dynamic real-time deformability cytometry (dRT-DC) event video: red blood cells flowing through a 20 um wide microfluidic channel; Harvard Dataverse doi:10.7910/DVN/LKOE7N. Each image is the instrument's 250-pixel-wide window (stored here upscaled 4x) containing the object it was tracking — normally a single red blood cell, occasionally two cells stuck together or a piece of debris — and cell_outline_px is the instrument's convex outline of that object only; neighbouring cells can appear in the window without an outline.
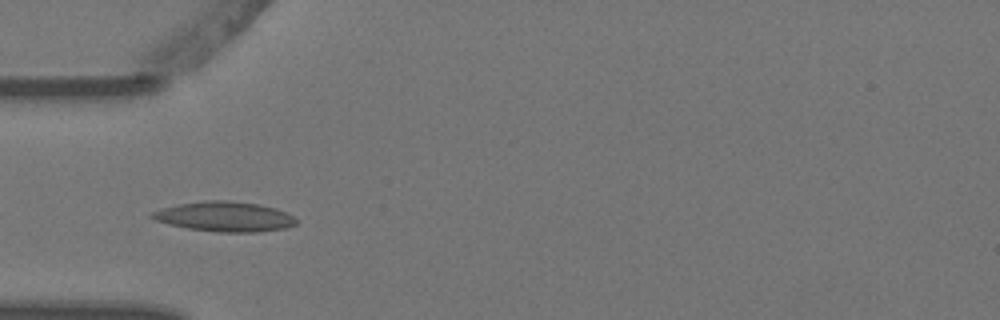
{"species": "Egyptian fruit bat (a non-hibernating species)", "species_latin": "Rousettus aegyptiacus", "temperature_condition": "warm", "stored_images_in_passage": 6, "camera_frame_rate_fps": 3000, "um_per_image_px": 0.085, "animal": {"sex": "female"}, "frame": {"image": 1, "passage_image": 4, "time_ms": 1.0, "image_size_px": [1000, 320], "cell_outline_px": [[296, 224], [288, 228], [256, 232], [220, 232], [188, 228], [168, 224], [156, 220], [148, 216], [152, 212], [160, 208], [180, 204], [204, 200], [228, 200], [260, 204], [276, 208], [292, 216], [296, 220]], "centroid_in_image_um": [19.09, 18.4], "position_along_channel_um": 65.9, "area_um2": 25.14}}
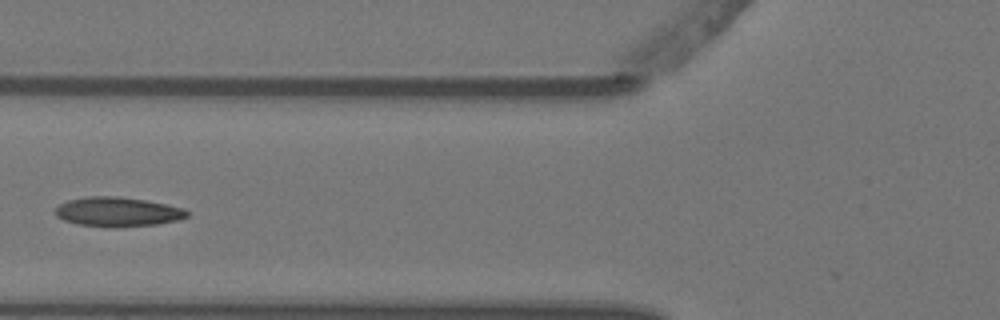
{"frame": {"image": 2, "passage_image": 5, "time_ms": 1.333, "image_size_px": [1000, 320], "cell_outline_px": [[188, 216], [176, 220], [156, 224], [116, 228], [108, 228], [76, 224], [64, 220], [56, 216], [56, 208], [60, 204], [68, 200], [88, 196], [116, 196], [144, 200], [184, 208], [188, 212]], "centroid_in_image_um": [9.97, 18.02], "position_along_channel_um": 115.8, "area_um2": 22.6}}
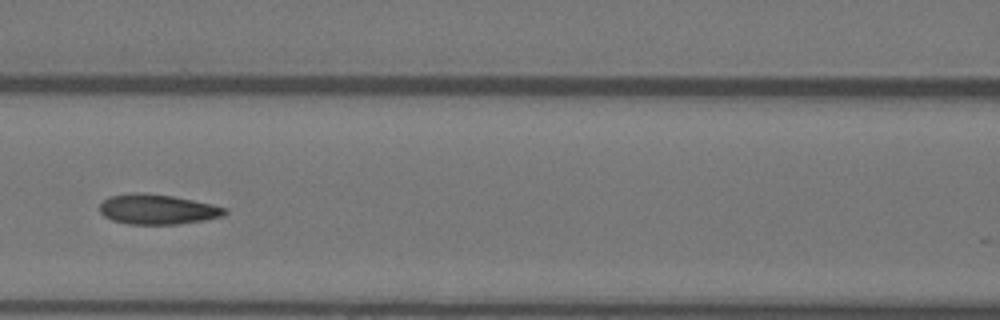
{"frame": {"image": 3, "passage_image": 6, "time_ms": 1.667, "image_size_px": [1000, 320], "cell_outline_px": [[228, 212], [224, 216], [204, 220], [176, 224], [128, 224], [112, 220], [104, 216], [100, 212], [100, 204], [108, 196], [132, 192], [136, 192], [172, 196], [212, 204], [224, 208]], "centroid_in_image_um": [13.35, 17.79], "position_along_channel_um": 153.2, "area_um2": 21.79}}